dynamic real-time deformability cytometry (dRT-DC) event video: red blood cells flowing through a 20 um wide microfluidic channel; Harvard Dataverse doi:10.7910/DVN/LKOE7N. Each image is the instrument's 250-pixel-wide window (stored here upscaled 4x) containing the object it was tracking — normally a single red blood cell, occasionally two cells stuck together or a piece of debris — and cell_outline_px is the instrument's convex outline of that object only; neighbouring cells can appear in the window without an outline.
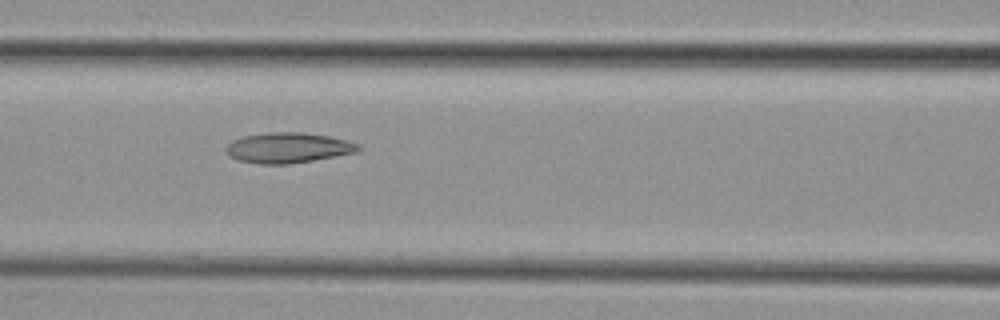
{"species": "common noctule bat (a hibernating species)", "species_latin": "Nyctalus noctula", "temperature_condition": "cold", "stored_images_in_passage": 7, "camera_frame_rate_fps": 3000, "um_per_image_px": 0.085, "animal": {"sex": "female", "body_mass_g": 29.2, "forearm_length_mm": 56.3}, "frame": {"image": 1, "passage_image": 3, "time_ms": 3.333, "image_size_px": [1000, 320], "cell_outline_px": [[360, 148], [356, 152], [336, 156], [288, 164], [256, 164], [240, 160], [232, 156], [224, 148], [232, 140], [244, 136], [272, 132], [304, 132], [328, 136], [344, 140], [356, 144]], "centroid_in_image_um": [24.45, 12.56], "position_along_channel_um": 142.1, "area_um2": 23.0}}
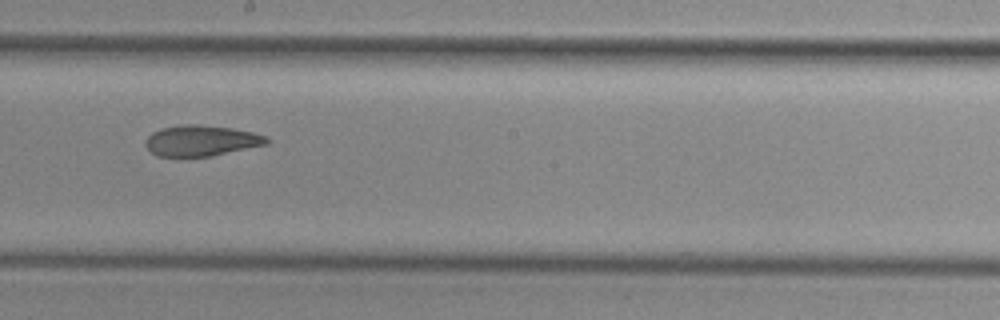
{"frame": {"image": 2, "passage_image": 5, "time_ms": 5.667, "image_size_px": [1000, 320], "cell_outline_px": [[272, 140], [268, 144], [212, 156], [156, 156], [144, 144], [144, 140], [152, 132], [160, 128], [180, 124], [196, 124], [232, 128], [252, 132], [264, 136]], "centroid_in_image_um": [17.09, 11.95], "position_along_channel_um": 231.1, "area_um2": 21.85}}
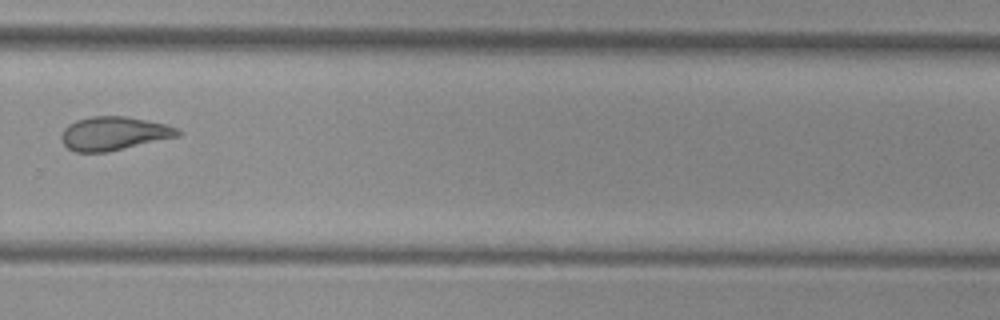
{"frame": {"image": 3, "passage_image": 7, "time_ms": 8.0, "image_size_px": [1000, 320], "cell_outline_px": [[180, 136], [108, 152], [76, 152], [68, 148], [64, 144], [60, 136], [64, 128], [68, 124], [76, 120], [92, 116], [124, 116], [168, 124], [176, 128], [180, 132]], "centroid_in_image_um": [9.67, 11.34], "position_along_channel_um": 320.1, "area_um2": 22.83}}